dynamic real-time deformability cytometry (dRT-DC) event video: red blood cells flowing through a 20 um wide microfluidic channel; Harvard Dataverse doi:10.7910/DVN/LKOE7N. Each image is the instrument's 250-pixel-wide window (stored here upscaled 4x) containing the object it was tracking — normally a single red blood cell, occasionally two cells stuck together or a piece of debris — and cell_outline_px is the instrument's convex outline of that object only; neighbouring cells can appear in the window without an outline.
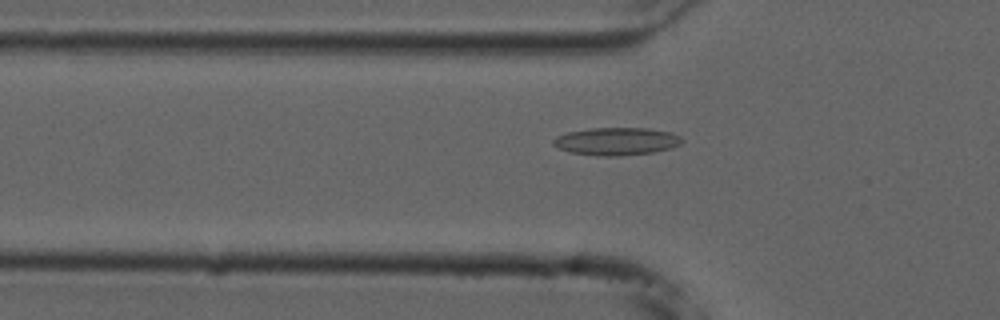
{"species": "common noctule bat (a hibernating species)", "species_latin": "Nyctalus noctula", "temperature_condition": "cold", "stored_images_in_passage": 42, "camera_frame_rate_fps": 3000, "um_per_image_px": 0.085, "animal": {"sex": "male", "forearm_length_mm": 52.5}, "frame": {"image": 1, "passage_image": 5, "time_ms": 1.333, "image_size_px": [1000, 320], "cell_outline_px": [[684, 140], [680, 144], [672, 148], [652, 152], [620, 156], [596, 156], [568, 152], [552, 144], [552, 140], [556, 136], [568, 132], [592, 128], [648, 128], [672, 132], [680, 136]], "centroid_in_image_um": [52.41, 12.01], "position_along_channel_um": 73.4, "area_um2": 20.92}}
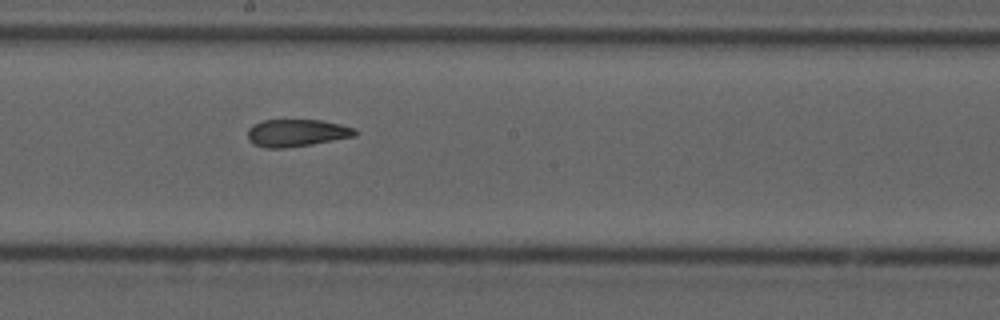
{"frame": {"image": 2, "passage_image": 17, "time_ms": 5.333, "image_size_px": [1000, 320], "cell_outline_px": [[356, 136], [312, 144], [284, 148], [264, 148], [252, 144], [248, 140], [248, 128], [252, 124], [264, 120], [320, 120], [340, 124], [356, 128]], "centroid_in_image_um": [25.18, 11.3], "position_along_channel_um": 223.0, "area_um2": 17.22}}
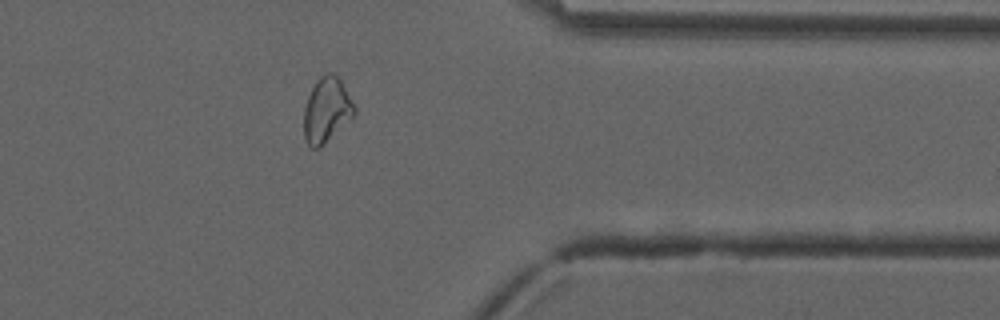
{"frame": {"image": 3, "passage_image": 31, "time_ms": 10.0, "image_size_px": [1000, 320], "cell_outline_px": [[356, 116], [320, 148], [312, 148], [308, 144], [304, 136], [304, 108], [308, 96], [316, 80], [320, 76], [328, 72], [332, 72], [340, 80], [356, 108]], "centroid_in_image_um": [27.78, 9.38], "position_along_channel_um": 383.6, "area_um2": 19.25}, "authors_computed_cell_mechanics": {"area_um2": 18.6116, "velocity_mm_per_s": 3.7322, "shape_relaxation_time_tau1_ms": null, "shape_relaxation_time_tau2_ms": 3.6874, "deformation_change_tau1": null, "deformation_change_tau2": 0.1148}}